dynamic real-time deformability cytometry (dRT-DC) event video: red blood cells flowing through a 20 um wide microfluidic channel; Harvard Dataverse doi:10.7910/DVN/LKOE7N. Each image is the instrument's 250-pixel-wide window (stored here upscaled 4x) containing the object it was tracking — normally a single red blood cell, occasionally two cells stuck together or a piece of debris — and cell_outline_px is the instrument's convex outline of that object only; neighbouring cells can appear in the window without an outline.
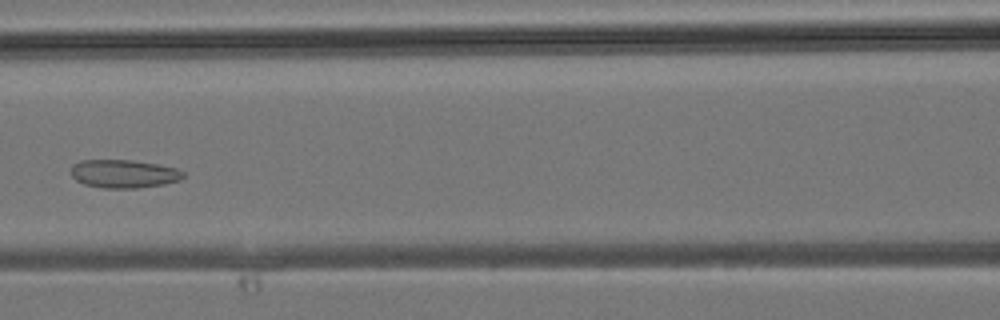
{"species": "common noctule bat (a hibernating species)", "species_latin": "Nyctalus noctula", "temperature_condition": "room temperature", "stored_images_in_passage": 36, "camera_frame_rate_fps": 3000, "um_per_image_px": 0.085, "animal": {"sex": "male", "body_mass_g": 19.2, "forearm_length_mm": 51.8}, "frame": {"image": 1, "passage_image": 16, "time_ms": 5.0, "image_size_px": [1000, 320], "cell_outline_px": [[188, 176], [180, 180], [164, 184], [136, 188], [104, 188], [84, 184], [76, 180], [72, 176], [72, 164], [80, 160], [132, 160], [160, 164], [176, 168], [184, 172]], "centroid_in_image_um": [10.56, 14.76], "position_along_channel_um": 156.0, "area_um2": 18.67}}
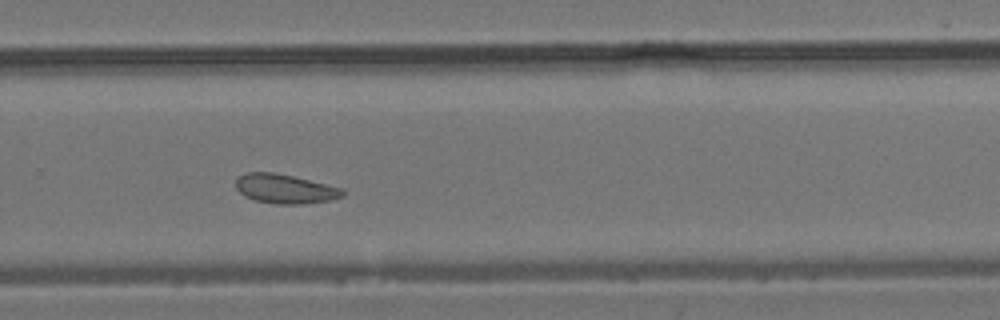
{"frame": {"image": 2, "passage_image": 24, "time_ms": 7.667, "image_size_px": [1000, 320], "cell_outline_px": [[344, 196], [332, 200], [304, 204], [276, 204], [252, 200], [244, 196], [236, 188], [236, 180], [244, 172], [272, 172], [292, 176], [344, 188]], "centroid_in_image_um": [24.23, 16.06], "position_along_channel_um": 305.6, "area_um2": 18.38}}
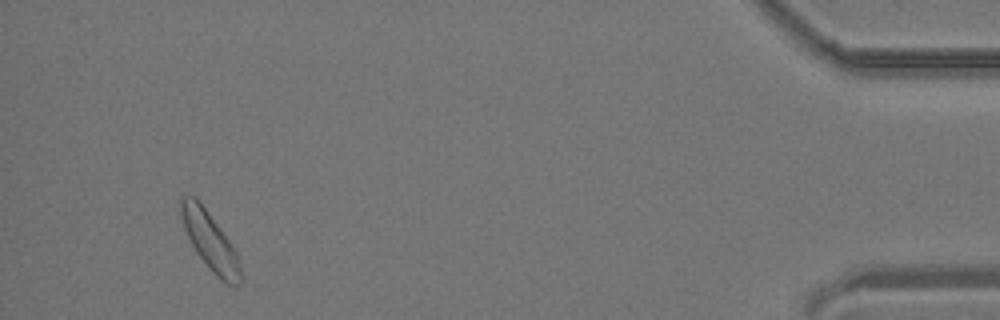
{"frame": {"image": 3, "passage_image": 34, "time_ms": 11.0, "image_size_px": [1000, 320], "cell_outline_px": [[244, 280], [240, 284], [228, 284], [220, 280], [208, 268], [196, 252], [184, 228], [180, 216], [180, 196], [196, 196], [208, 212], [228, 240], [236, 252], [244, 276]], "centroid_in_image_um": [17.86, 20.52], "position_along_channel_um": 417.3, "area_um2": 20.11}}